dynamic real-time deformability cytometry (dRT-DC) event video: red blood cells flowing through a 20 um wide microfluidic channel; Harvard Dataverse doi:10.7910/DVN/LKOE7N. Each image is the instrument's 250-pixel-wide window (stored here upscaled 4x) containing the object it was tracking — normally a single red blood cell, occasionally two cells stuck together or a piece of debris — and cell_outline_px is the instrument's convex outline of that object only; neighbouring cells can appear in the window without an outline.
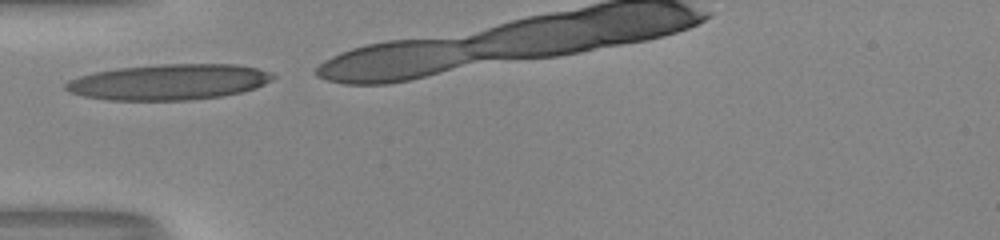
{"species": "human", "species_latin": "Homo sapiens", "temperature_condition": "room temperature", "stored_images_in_passage": 4, "camera_frame_rate_fps": 3000, "um_per_image_px": 0.085, "donor": {"sex": "male"}, "frame": {"image": 1, "passage_image": 1, "time_ms": 0.0, "image_size_px": [1000, 240], "cell_outline_px": [[276, 76], [272, 80], [256, 88], [240, 92], [220, 96], [188, 100], [108, 100], [84, 96], [68, 92], [64, 88], [64, 84], [68, 80], [92, 72], [120, 68], [160, 64], [236, 64], [256, 68], [268, 72]], "centroid_in_image_um": [14.32, 6.97], "position_along_channel_um": 70.7, "area_um2": 43.06}}